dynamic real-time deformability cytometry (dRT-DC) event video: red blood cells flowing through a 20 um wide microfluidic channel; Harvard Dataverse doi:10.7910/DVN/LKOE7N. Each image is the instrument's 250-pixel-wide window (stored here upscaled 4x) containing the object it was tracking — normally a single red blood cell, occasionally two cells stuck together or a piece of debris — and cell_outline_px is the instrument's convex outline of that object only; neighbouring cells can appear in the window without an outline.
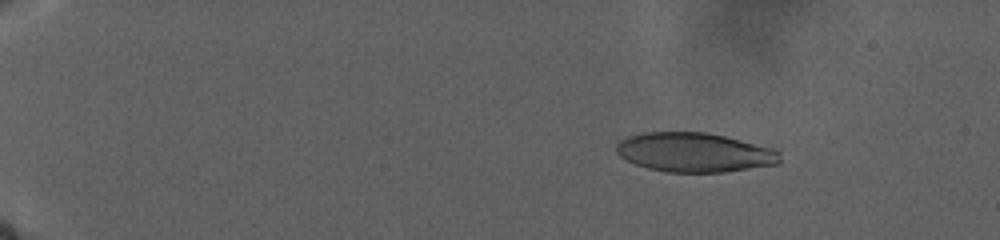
{"species": "human", "species_latin": "Homo sapiens", "temperature_condition": "warm", "stored_images_in_passage": 69, "camera_frame_rate_fps": 3000, "um_per_image_px": 0.085, "donor": {"sex": "male"}, "frame": {"image": 1, "passage_image": 13, "time_ms": 6.0, "image_size_px": [1000, 240], "cell_outline_px": [[780, 164], [724, 172], [668, 172], [648, 168], [636, 164], [620, 156], [616, 152], [616, 144], [620, 140], [628, 136], [644, 132], [704, 132], [724, 136], [776, 148], [780, 152]], "centroid_in_image_um": [59.06, 12.95], "position_along_channel_um": 25.9, "area_um2": 37.63}}
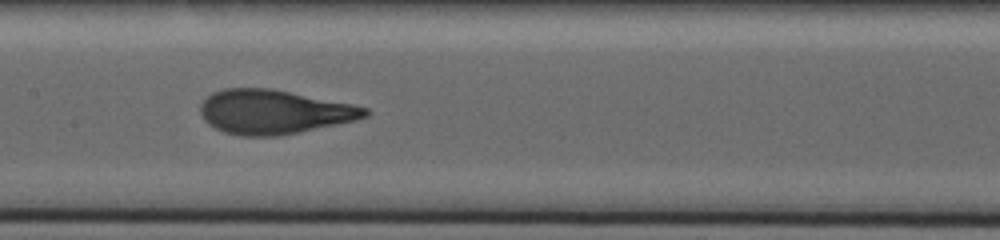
{"frame": {"image": 2, "passage_image": 44, "time_ms": 23.667, "image_size_px": [1000, 240], "cell_outline_px": [[372, 112], [368, 116], [356, 120], [276, 136], [240, 136], [224, 132], [208, 124], [204, 120], [200, 112], [200, 104], [212, 92], [224, 88], [272, 88], [352, 104], [368, 108]], "centroid_in_image_um": [23.27, 9.5], "position_along_channel_um": 184.1, "area_um2": 42.31}}
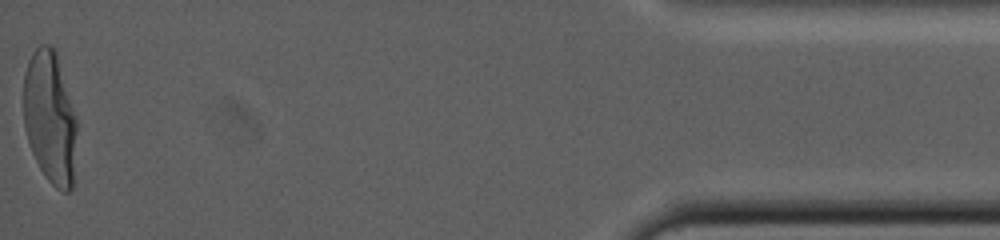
{"frame": {"image": 3, "passage_image": 69, "time_ms": 42.333, "image_size_px": [1000, 240], "cell_outline_px": [[76, 132], [72, 188], [68, 192], [64, 192], [56, 188], [48, 180], [40, 168], [32, 152], [24, 128], [24, 72], [28, 60], [32, 52], [40, 44], [52, 44], [56, 52], [76, 120]], "centroid_in_image_um": [4.22, 9.97], "position_along_channel_um": 431.0, "area_um2": 40.75}}